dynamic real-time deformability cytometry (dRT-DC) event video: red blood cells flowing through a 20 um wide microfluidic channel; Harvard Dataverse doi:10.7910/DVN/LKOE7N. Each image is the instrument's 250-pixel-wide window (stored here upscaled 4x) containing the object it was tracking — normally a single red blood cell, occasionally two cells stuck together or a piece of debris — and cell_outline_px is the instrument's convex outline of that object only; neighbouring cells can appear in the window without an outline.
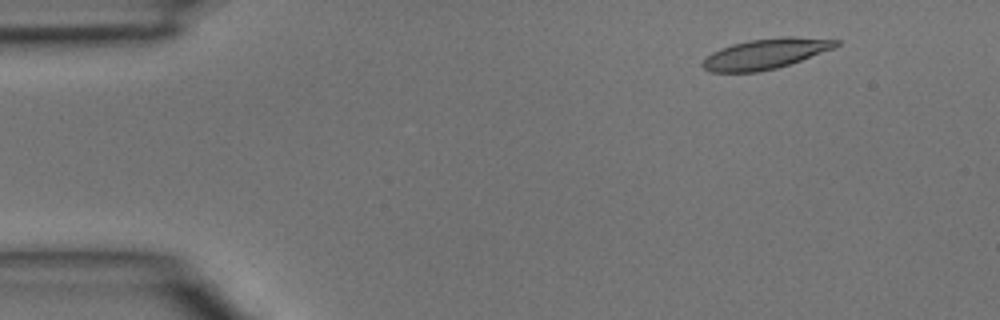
{"species": "common noctule bat (a hibernating species)", "species_latin": "Nyctalus noctula", "temperature_condition": "room temperature", "stored_images_in_passage": 43, "camera_frame_rate_fps": 3000, "um_per_image_px": 0.085, "animal": {"sex": "male", "body_mass_g": 15.6}, "frame": {"image": 1, "passage_image": 3, "time_ms": 0.667, "image_size_px": [1000, 320], "cell_outline_px": [[840, 44], [836, 48], [776, 68], [760, 72], [712, 72], [704, 68], [700, 64], [712, 52], [720, 48], [732, 44], [748, 40], [780, 36], [792, 36], [840, 40]], "centroid_in_image_um": [65.09, 4.56], "position_along_channel_um": 19.9, "area_um2": 23.64}}
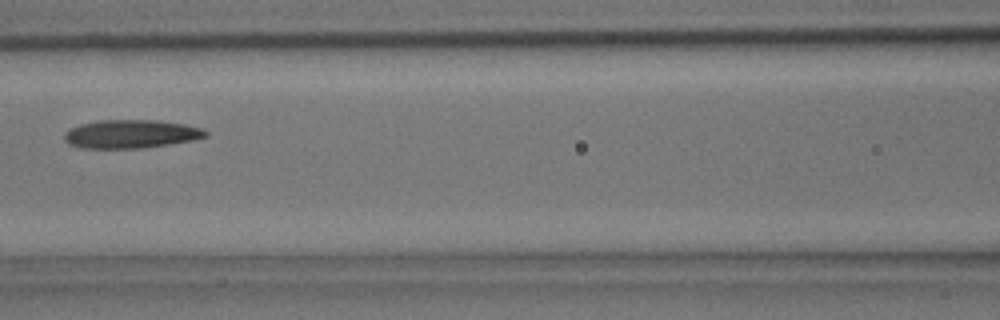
{"frame": {"image": 2, "passage_image": 18, "time_ms": 5.667, "image_size_px": [1000, 320], "cell_outline_px": [[208, 136], [192, 140], [168, 144], [140, 148], [80, 148], [68, 144], [64, 140], [64, 132], [80, 124], [100, 120], [156, 120], [184, 124], [200, 128], [208, 132]], "centroid_in_image_um": [11.09, 11.39], "position_along_channel_um": 155.5, "area_um2": 23.29}}
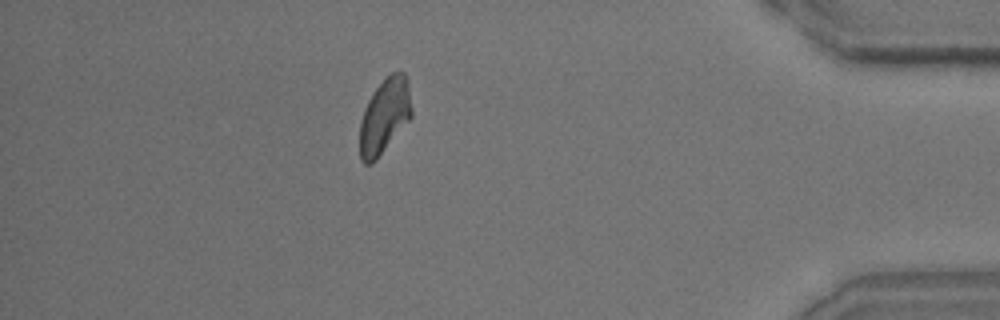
{"frame": {"image": 3, "passage_image": 38, "time_ms": 12.333, "image_size_px": [1000, 320], "cell_outline_px": [[412, 116], [376, 160], [372, 164], [364, 164], [360, 160], [360, 120], [364, 108], [368, 100], [384, 76], [392, 72], [404, 72], [408, 80], [412, 108]], "centroid_in_image_um": [32.68, 9.84], "position_along_channel_um": 402.5, "area_um2": 22.83}}